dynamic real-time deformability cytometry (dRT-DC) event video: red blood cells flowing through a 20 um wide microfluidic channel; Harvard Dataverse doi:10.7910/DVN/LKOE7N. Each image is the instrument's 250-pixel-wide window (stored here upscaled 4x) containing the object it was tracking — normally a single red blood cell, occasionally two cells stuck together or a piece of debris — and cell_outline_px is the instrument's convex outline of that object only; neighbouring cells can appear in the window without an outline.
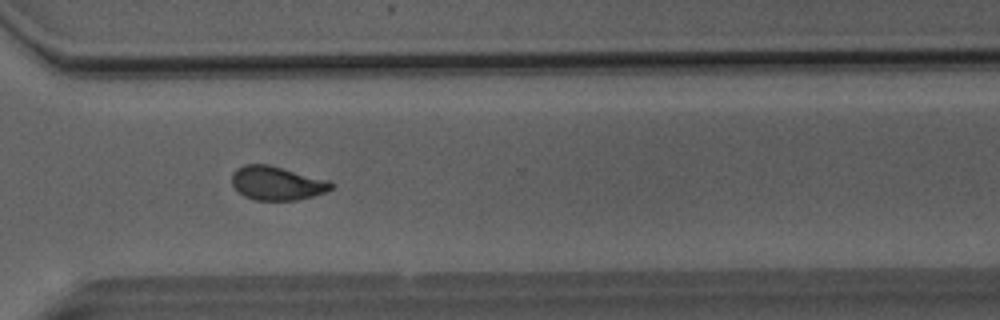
{"species": "Egyptian fruit bat (a non-hibernating species)", "species_latin": "Rousettus aegyptiacus", "temperature_condition": "room temperature", "stored_images_in_passage": 51, "camera_frame_rate_fps": 3000, "um_per_image_px": 0.085, "animal": {"sex": "male"}, "frame": {"image": 1, "passage_image": 38, "time_ms": 12.333, "image_size_px": [1000, 320], "cell_outline_px": [[336, 184], [332, 188], [324, 192], [312, 196], [296, 200], [252, 200], [244, 196], [232, 184], [232, 172], [236, 168], [244, 164], [268, 164], [328, 180]], "centroid_in_image_um": [23.52, 15.56], "position_along_channel_um": 347.1, "area_um2": 19.54}}
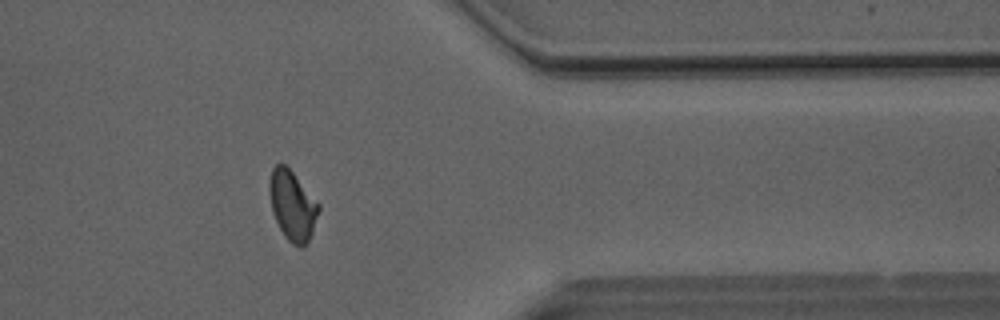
{"frame": {"image": 2, "passage_image": 42, "time_ms": 13.667, "image_size_px": [1000, 320], "cell_outline_px": [[320, 208], [312, 232], [308, 240], [300, 248], [292, 244], [284, 236], [272, 212], [268, 188], [268, 184], [272, 168], [276, 164], [284, 164], [292, 172], [320, 204]], "centroid_in_image_um": [24.84, 17.46], "position_along_channel_um": 386.6, "area_um2": 19.83}}
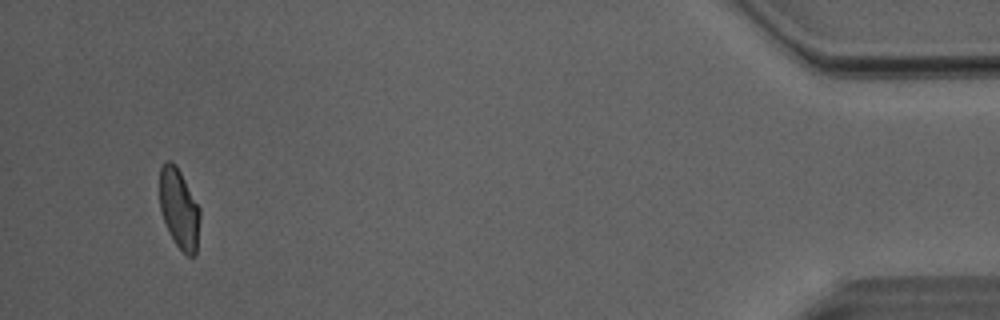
{"frame": {"image": 3, "passage_image": 49, "time_ms": 16.0, "image_size_px": [1000, 320], "cell_outline_px": [[200, 220], [196, 256], [188, 256], [176, 244], [164, 220], [160, 208], [160, 168], [168, 160], [172, 160], [176, 164], [200, 208]], "centroid_in_image_um": [15.25, 17.73], "position_along_channel_um": 420.0, "area_um2": 18.61}, "authors_computed_cell_mechanics": {"area_um2": 20.0566, "velocity_mm_per_s": 4.0719, "shape_relaxation_time_tau1_ms": 9.9031, "shape_relaxation_time_tau2_ms": 1.4506, "deformation_change_tau1": 0.201, "deformation_change_tau2": 0.0815}}